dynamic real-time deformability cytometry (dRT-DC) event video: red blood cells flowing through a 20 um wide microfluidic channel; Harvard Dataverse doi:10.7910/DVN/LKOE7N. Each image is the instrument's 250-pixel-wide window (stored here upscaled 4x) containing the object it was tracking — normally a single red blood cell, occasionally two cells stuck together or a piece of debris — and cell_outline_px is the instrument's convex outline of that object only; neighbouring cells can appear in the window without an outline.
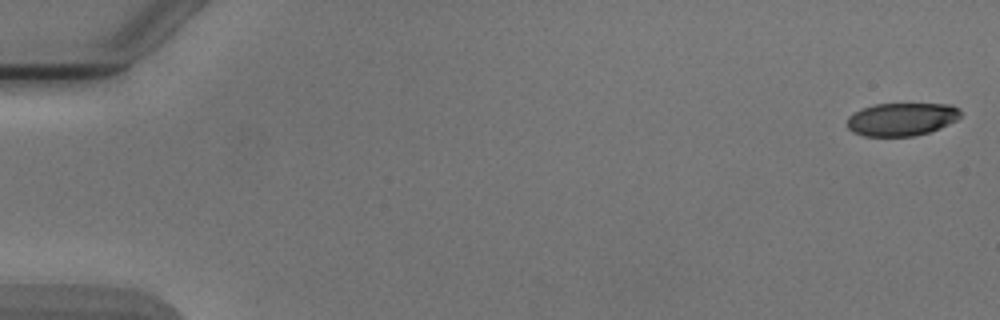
{"species": "Egyptian fruit bat (a non-hibernating species)", "species_latin": "Rousettus aegyptiacus", "temperature_condition": "cold", "stored_images_in_passage": 5, "camera_frame_rate_fps": 3000, "um_per_image_px": 0.085, "animal": {"sex": "male"}, "frame": {"image": 1, "passage_image": 1, "time_ms": 0.0, "image_size_px": [1000, 320], "cell_outline_px": [[960, 116], [956, 120], [940, 128], [916, 136], [864, 136], [852, 132], [848, 128], [848, 116], [860, 108], [876, 104], [952, 104], [960, 108]], "centroid_in_image_um": [76.63, 10.13], "position_along_channel_um": 8.4, "area_um2": 21.91}}
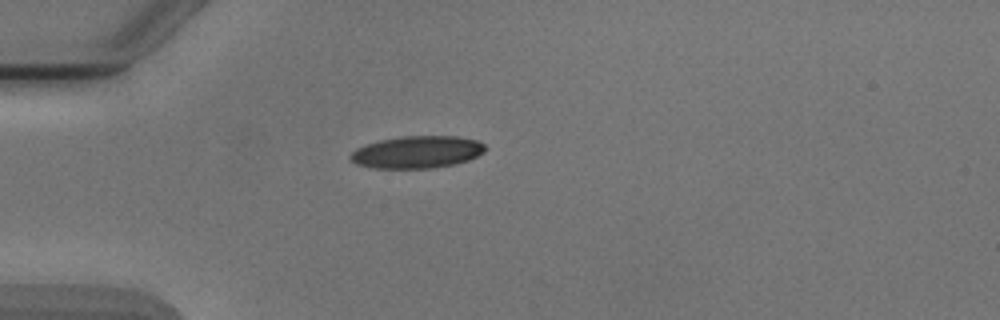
{"frame": {"image": 2, "passage_image": 5, "time_ms": 4.667, "image_size_px": [1000, 320], "cell_outline_px": [[488, 148], [484, 152], [468, 160], [456, 164], [432, 168], [372, 168], [356, 164], [348, 156], [356, 148], [380, 140], [404, 136], [456, 136], [476, 140], [484, 144]], "centroid_in_image_um": [35.47, 12.93], "position_along_channel_um": 49.5, "area_um2": 25.32}}